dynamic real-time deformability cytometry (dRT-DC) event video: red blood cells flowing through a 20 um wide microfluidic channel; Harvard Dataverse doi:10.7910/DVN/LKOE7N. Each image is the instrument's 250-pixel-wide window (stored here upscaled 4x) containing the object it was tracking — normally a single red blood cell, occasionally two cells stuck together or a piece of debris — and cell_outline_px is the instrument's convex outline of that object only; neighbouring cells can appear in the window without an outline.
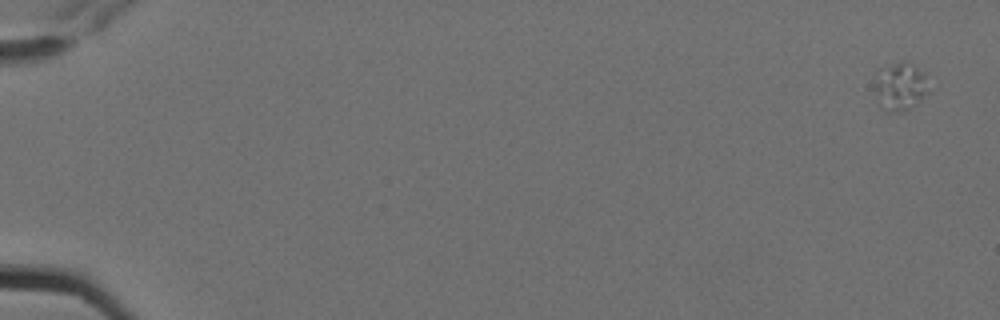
{"species": "Egyptian fruit bat (a non-hibernating species)", "species_latin": "Rousettus aegyptiacus", "temperature_condition": "cold", "stored_images_in_passage": 6, "camera_frame_rate_fps": 3000, "um_per_image_px": 0.085, "animal": {"sex": "female"}, "frame": {"image": 1, "passage_image": 1, "time_ms": 0.0, "image_size_px": [1000, 320], "cell_outline_px": [[928, 92], [916, 104], [904, 112], [884, 112], [880, 108], [876, 92], [876, 80], [880, 68], [904, 60], [924, 72]], "centroid_in_image_um": [76.51, 7.38], "position_along_channel_um": 8.5, "area_um2": 14.97}}